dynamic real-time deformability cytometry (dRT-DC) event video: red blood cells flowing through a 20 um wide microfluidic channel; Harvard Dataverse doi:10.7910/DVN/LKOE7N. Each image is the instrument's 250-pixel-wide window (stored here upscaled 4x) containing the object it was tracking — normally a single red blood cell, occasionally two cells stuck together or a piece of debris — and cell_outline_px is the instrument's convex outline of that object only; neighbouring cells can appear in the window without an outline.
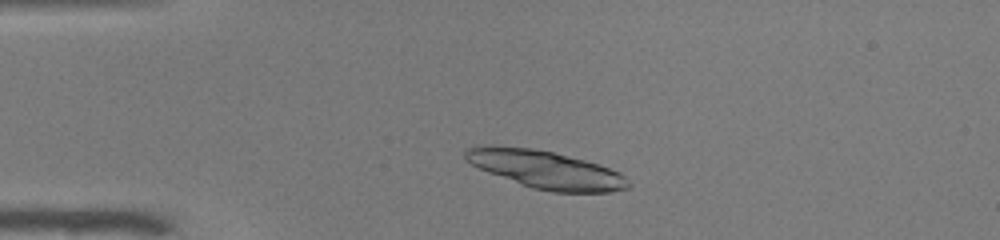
{"species": "common noctule bat (a hibernating species)", "species_latin": "Nyctalus noctula", "temperature_condition": "warm", "stored_images_in_passage": 46, "camera_frame_rate_fps": 3000, "um_per_image_px": 0.085, "animal": {"sex": "male", "body_mass_g": 19.0, "forearm_length_mm": 50.8}, "frame": {"image": 1, "passage_image": 7, "time_ms": 2.0, "image_size_px": [1000, 240], "cell_outline_px": [[632, 188], [612, 192], [552, 192], [532, 188], [488, 172], [464, 160], [464, 152], [468, 148], [480, 144], [532, 148], [552, 152], [584, 160], [620, 172], [632, 184]], "centroid_in_image_um": [46.39, 14.42], "position_along_channel_um": 38.6, "area_um2": 35.95}}